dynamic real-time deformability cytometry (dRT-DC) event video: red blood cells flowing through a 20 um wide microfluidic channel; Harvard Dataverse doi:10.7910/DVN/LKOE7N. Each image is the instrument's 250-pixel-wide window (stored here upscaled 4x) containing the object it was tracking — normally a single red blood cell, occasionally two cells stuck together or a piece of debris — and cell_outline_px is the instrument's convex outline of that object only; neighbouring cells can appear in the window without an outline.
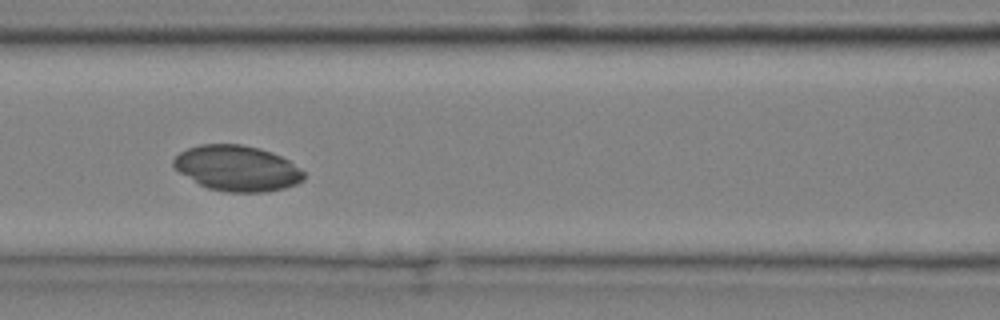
{"species": "common noctule bat (a hibernating species)", "species_latin": "Nyctalus noctula", "temperature_condition": "cold", "stored_images_in_passage": 7, "camera_frame_rate_fps": 3000, "um_per_image_px": 0.085, "animal": {"sex": "male", "body_mass_g": 20.4}, "frame": {"image": 1, "passage_image": 6, "time_ms": 1.667, "image_size_px": [1000, 320], "cell_outline_px": [[304, 180], [296, 184], [284, 188], [268, 192], [228, 192], [208, 188], [200, 184], [180, 172], [172, 164], [172, 160], [180, 152], [188, 148], [200, 144], [240, 144], [260, 148], [272, 152], [288, 160], [300, 168], [304, 172]], "centroid_in_image_um": [20.17, 14.3], "position_along_channel_um": 146.4, "area_um2": 34.51}}
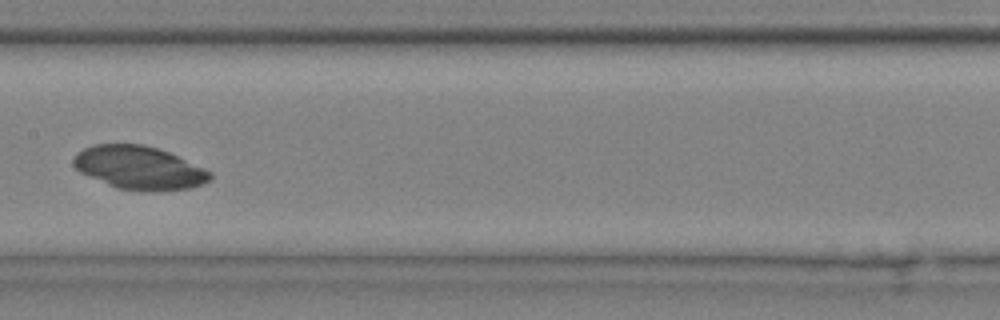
{"frame": {"image": 2, "passage_image": 7, "time_ms": 2.0, "image_size_px": [1000, 320], "cell_outline_px": [[212, 180], [204, 184], [192, 188], [152, 192], [116, 188], [80, 172], [72, 164], [72, 160], [76, 152], [84, 148], [96, 144], [140, 144], [156, 148], [168, 152], [204, 168], [212, 172]], "centroid_in_image_um": [11.84, 14.27], "position_along_channel_um": 195.6, "area_um2": 34.56}}